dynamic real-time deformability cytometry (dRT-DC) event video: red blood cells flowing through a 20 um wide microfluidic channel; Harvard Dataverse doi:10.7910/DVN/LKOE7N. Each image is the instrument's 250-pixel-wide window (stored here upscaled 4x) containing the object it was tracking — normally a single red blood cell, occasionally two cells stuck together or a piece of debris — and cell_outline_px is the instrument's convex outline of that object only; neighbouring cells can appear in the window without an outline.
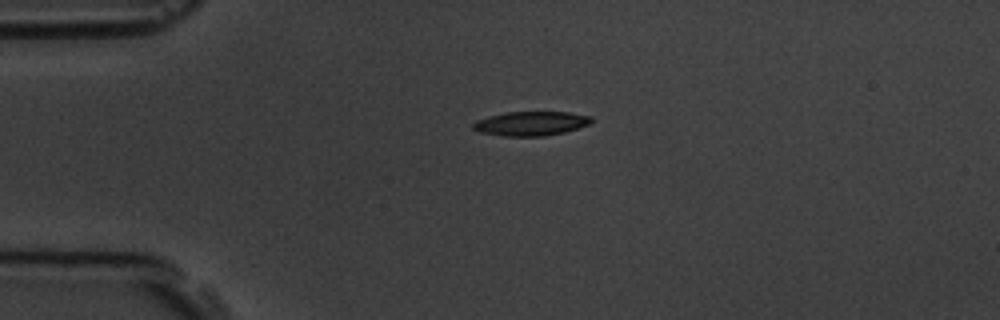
{"species": "common noctule bat (a hibernating species)", "species_latin": "Nyctalus noctula", "temperature_condition": "room temperature", "stored_images_in_passage": 3, "camera_frame_rate_fps": 3000, "um_per_image_px": 0.085, "animal": {"sex": "male", "body_mass_g": 19.5, "forearm_length_mm": 54.6}, "frame": {"image": 1, "passage_image": 1, "time_ms": 0.0, "image_size_px": [1000, 320], "cell_outline_px": [[592, 120], [588, 124], [564, 132], [544, 136], [500, 136], [480, 132], [472, 128], [472, 124], [476, 120], [488, 116], [508, 112], [568, 112], [592, 116]], "centroid_in_image_um": [45.09, 10.5], "position_along_channel_um": 39.9, "area_um2": 16.65}}
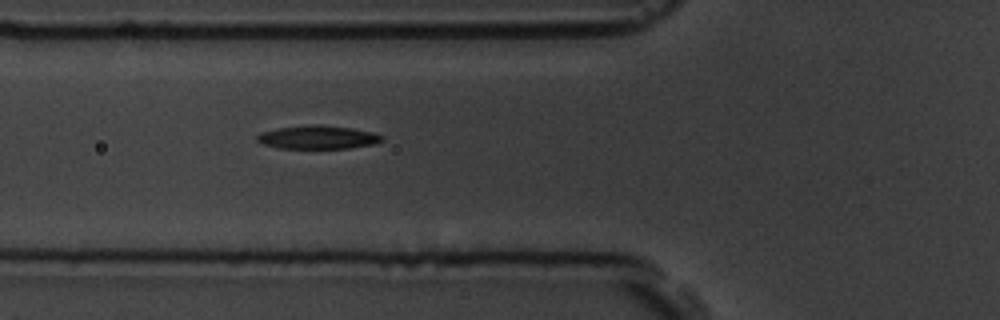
{"frame": {"image": 2, "passage_image": 3, "time_ms": 2.333, "image_size_px": [1000, 320], "cell_outline_px": [[384, 140], [372, 144], [348, 148], [280, 148], [264, 144], [256, 140], [256, 136], [260, 132], [280, 128], [312, 124], [320, 124], [352, 128], [372, 132], [384, 136]], "centroid_in_image_um": [27.02, 11.66], "position_along_channel_um": 98.8, "area_um2": 16.94}}